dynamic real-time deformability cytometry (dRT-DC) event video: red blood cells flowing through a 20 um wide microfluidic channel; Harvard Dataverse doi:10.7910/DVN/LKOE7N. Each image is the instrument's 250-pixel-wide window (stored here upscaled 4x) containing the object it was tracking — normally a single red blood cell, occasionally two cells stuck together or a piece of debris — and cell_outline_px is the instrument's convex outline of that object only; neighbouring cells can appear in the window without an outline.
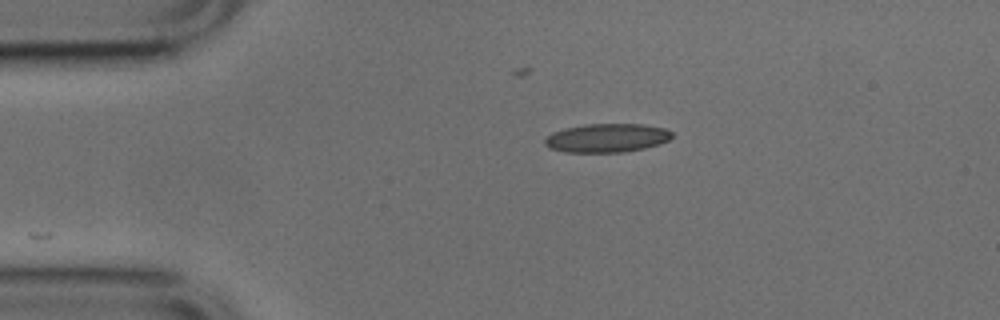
{"species": "common noctule bat (a hibernating species)", "species_latin": "Nyctalus noctula", "temperature_condition": "cold", "stored_images_in_passage": 2, "camera_frame_rate_fps": 3000, "um_per_image_px": 0.085, "animal": {"sex": "male", "body_mass_g": 17.9, "forearm_length_mm": 54.2}, "frame": {"image": 1, "passage_image": 1, "time_ms": 0.0, "image_size_px": [1000, 320], "cell_outline_px": [[672, 136], [668, 140], [660, 144], [644, 148], [624, 152], [564, 152], [548, 148], [544, 144], [544, 140], [552, 132], [564, 128], [584, 124], [640, 124], [668, 128], [672, 132]], "centroid_in_image_um": [51.58, 11.72], "position_along_channel_um": 33.4, "area_um2": 21.44}}